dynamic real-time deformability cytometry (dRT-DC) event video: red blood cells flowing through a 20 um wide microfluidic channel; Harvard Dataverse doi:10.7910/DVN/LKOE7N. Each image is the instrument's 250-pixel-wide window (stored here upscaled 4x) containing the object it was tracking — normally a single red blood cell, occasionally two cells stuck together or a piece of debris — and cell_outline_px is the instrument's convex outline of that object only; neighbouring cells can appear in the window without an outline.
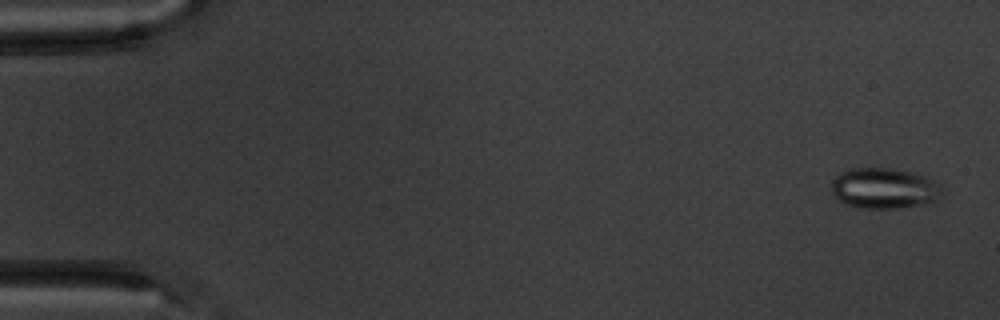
{"species": "common noctule bat (a hibernating species)", "species_latin": "Nyctalus noctula", "temperature_condition": "warm", "stored_images_in_passage": 4, "camera_frame_rate_fps": 3000, "um_per_image_px": 0.085, "animal": {"sex": "male", "body_mass_g": 20.1, "forearm_length_mm": 53.5}, "frame": {"image": 1, "passage_image": 1, "time_ms": 0.0, "image_size_px": [1000, 320], "cell_outline_px": [[944, 188], [936, 200], [924, 204], [896, 208], [864, 208], [848, 204], [840, 200], [832, 192], [832, 180], [840, 172], [852, 168], [888, 168], [908, 172], [924, 176], [940, 184]], "centroid_in_image_um": [75.16, 16.0], "position_along_channel_um": 9.8, "area_um2": 25.84}}